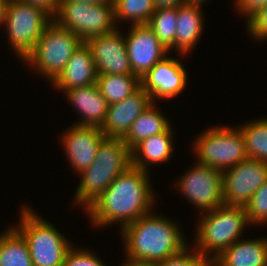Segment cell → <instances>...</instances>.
<instances>
[{
  "mask_svg": "<svg viewBox=\"0 0 267 266\" xmlns=\"http://www.w3.org/2000/svg\"><path fill=\"white\" fill-rule=\"evenodd\" d=\"M148 172L131 166L118 175L86 209L95 226L120 221L122 229L151 212L154 204Z\"/></svg>",
  "mask_w": 267,
  "mask_h": 266,
  "instance_id": "6da1fadb",
  "label": "cell"
},
{
  "mask_svg": "<svg viewBox=\"0 0 267 266\" xmlns=\"http://www.w3.org/2000/svg\"><path fill=\"white\" fill-rule=\"evenodd\" d=\"M177 224L148 214L121 229L127 259L158 263L180 254L189 245Z\"/></svg>",
  "mask_w": 267,
  "mask_h": 266,
  "instance_id": "7a4b0ae2",
  "label": "cell"
},
{
  "mask_svg": "<svg viewBox=\"0 0 267 266\" xmlns=\"http://www.w3.org/2000/svg\"><path fill=\"white\" fill-rule=\"evenodd\" d=\"M200 219L194 251L210 262L239 240L244 227L250 225L243 206L222 205L204 212Z\"/></svg>",
  "mask_w": 267,
  "mask_h": 266,
  "instance_id": "3957f363",
  "label": "cell"
},
{
  "mask_svg": "<svg viewBox=\"0 0 267 266\" xmlns=\"http://www.w3.org/2000/svg\"><path fill=\"white\" fill-rule=\"evenodd\" d=\"M20 214V225L16 229L28 244L33 266H63L71 242L27 206Z\"/></svg>",
  "mask_w": 267,
  "mask_h": 266,
  "instance_id": "277c9868",
  "label": "cell"
},
{
  "mask_svg": "<svg viewBox=\"0 0 267 266\" xmlns=\"http://www.w3.org/2000/svg\"><path fill=\"white\" fill-rule=\"evenodd\" d=\"M82 43L76 34L60 26L53 19L24 61L36 67L35 69L48 77L52 83Z\"/></svg>",
  "mask_w": 267,
  "mask_h": 266,
  "instance_id": "5b68a950",
  "label": "cell"
},
{
  "mask_svg": "<svg viewBox=\"0 0 267 266\" xmlns=\"http://www.w3.org/2000/svg\"><path fill=\"white\" fill-rule=\"evenodd\" d=\"M54 17L60 26L72 31L83 42L116 29L113 3L89 4L75 0H60Z\"/></svg>",
  "mask_w": 267,
  "mask_h": 266,
  "instance_id": "8992f818",
  "label": "cell"
},
{
  "mask_svg": "<svg viewBox=\"0 0 267 266\" xmlns=\"http://www.w3.org/2000/svg\"><path fill=\"white\" fill-rule=\"evenodd\" d=\"M196 139L193 147L200 164L223 172L248 158L239 128L213 127Z\"/></svg>",
  "mask_w": 267,
  "mask_h": 266,
  "instance_id": "52a82bcc",
  "label": "cell"
},
{
  "mask_svg": "<svg viewBox=\"0 0 267 266\" xmlns=\"http://www.w3.org/2000/svg\"><path fill=\"white\" fill-rule=\"evenodd\" d=\"M43 8L9 0L4 25L13 50L25 60L53 18ZM50 18V19H49Z\"/></svg>",
  "mask_w": 267,
  "mask_h": 266,
  "instance_id": "ba28073f",
  "label": "cell"
},
{
  "mask_svg": "<svg viewBox=\"0 0 267 266\" xmlns=\"http://www.w3.org/2000/svg\"><path fill=\"white\" fill-rule=\"evenodd\" d=\"M177 183L184 197L203 212L224 205L220 170L197 162Z\"/></svg>",
  "mask_w": 267,
  "mask_h": 266,
  "instance_id": "9c48e42d",
  "label": "cell"
},
{
  "mask_svg": "<svg viewBox=\"0 0 267 266\" xmlns=\"http://www.w3.org/2000/svg\"><path fill=\"white\" fill-rule=\"evenodd\" d=\"M267 181V163L247 158L222 172L224 205L245 206Z\"/></svg>",
  "mask_w": 267,
  "mask_h": 266,
  "instance_id": "30bf717a",
  "label": "cell"
},
{
  "mask_svg": "<svg viewBox=\"0 0 267 266\" xmlns=\"http://www.w3.org/2000/svg\"><path fill=\"white\" fill-rule=\"evenodd\" d=\"M125 43L132 73L140 79L169 52L147 24L131 25Z\"/></svg>",
  "mask_w": 267,
  "mask_h": 266,
  "instance_id": "8fae6325",
  "label": "cell"
},
{
  "mask_svg": "<svg viewBox=\"0 0 267 266\" xmlns=\"http://www.w3.org/2000/svg\"><path fill=\"white\" fill-rule=\"evenodd\" d=\"M117 28L107 34L94 36L86 41L89 46L97 74L134 75L129 63L125 37Z\"/></svg>",
  "mask_w": 267,
  "mask_h": 266,
  "instance_id": "7c38bea8",
  "label": "cell"
},
{
  "mask_svg": "<svg viewBox=\"0 0 267 266\" xmlns=\"http://www.w3.org/2000/svg\"><path fill=\"white\" fill-rule=\"evenodd\" d=\"M186 74L181 61L165 57L140 79L141 87L150 95L152 102L157 98L170 99L184 90Z\"/></svg>",
  "mask_w": 267,
  "mask_h": 266,
  "instance_id": "4fadbf2b",
  "label": "cell"
},
{
  "mask_svg": "<svg viewBox=\"0 0 267 266\" xmlns=\"http://www.w3.org/2000/svg\"><path fill=\"white\" fill-rule=\"evenodd\" d=\"M150 95L140 86L120 102L108 105L100 130L106 138L123 139L133 121L151 105Z\"/></svg>",
  "mask_w": 267,
  "mask_h": 266,
  "instance_id": "5bb4252c",
  "label": "cell"
},
{
  "mask_svg": "<svg viewBox=\"0 0 267 266\" xmlns=\"http://www.w3.org/2000/svg\"><path fill=\"white\" fill-rule=\"evenodd\" d=\"M63 136L61 140L69 162L79 173L95 161L98 146L105 138L99 127L74 124Z\"/></svg>",
  "mask_w": 267,
  "mask_h": 266,
  "instance_id": "9a60e30c",
  "label": "cell"
},
{
  "mask_svg": "<svg viewBox=\"0 0 267 266\" xmlns=\"http://www.w3.org/2000/svg\"><path fill=\"white\" fill-rule=\"evenodd\" d=\"M97 82V71L92 52L83 42L71 55L63 71L52 82L58 90L86 87Z\"/></svg>",
  "mask_w": 267,
  "mask_h": 266,
  "instance_id": "2e32d148",
  "label": "cell"
},
{
  "mask_svg": "<svg viewBox=\"0 0 267 266\" xmlns=\"http://www.w3.org/2000/svg\"><path fill=\"white\" fill-rule=\"evenodd\" d=\"M65 94L67 100L82 115L81 121L74 125L101 128L106 118L108 103L97 84L67 90Z\"/></svg>",
  "mask_w": 267,
  "mask_h": 266,
  "instance_id": "e0dca14e",
  "label": "cell"
},
{
  "mask_svg": "<svg viewBox=\"0 0 267 266\" xmlns=\"http://www.w3.org/2000/svg\"><path fill=\"white\" fill-rule=\"evenodd\" d=\"M212 266H267V238L237 240L211 261Z\"/></svg>",
  "mask_w": 267,
  "mask_h": 266,
  "instance_id": "ac0fdd59",
  "label": "cell"
},
{
  "mask_svg": "<svg viewBox=\"0 0 267 266\" xmlns=\"http://www.w3.org/2000/svg\"><path fill=\"white\" fill-rule=\"evenodd\" d=\"M200 5L182 4L178 6L175 47L182 55L191 52L203 31Z\"/></svg>",
  "mask_w": 267,
  "mask_h": 266,
  "instance_id": "d6986e66",
  "label": "cell"
},
{
  "mask_svg": "<svg viewBox=\"0 0 267 266\" xmlns=\"http://www.w3.org/2000/svg\"><path fill=\"white\" fill-rule=\"evenodd\" d=\"M172 136V137H171ZM171 126L163 133L151 136L138 143L132 150V166L148 171V163H163L169 160L173 150Z\"/></svg>",
  "mask_w": 267,
  "mask_h": 266,
  "instance_id": "ffe728a7",
  "label": "cell"
},
{
  "mask_svg": "<svg viewBox=\"0 0 267 266\" xmlns=\"http://www.w3.org/2000/svg\"><path fill=\"white\" fill-rule=\"evenodd\" d=\"M131 166V149L123 139L105 137L98 146L95 161L88 168L113 169L120 175Z\"/></svg>",
  "mask_w": 267,
  "mask_h": 266,
  "instance_id": "44dd1931",
  "label": "cell"
},
{
  "mask_svg": "<svg viewBox=\"0 0 267 266\" xmlns=\"http://www.w3.org/2000/svg\"><path fill=\"white\" fill-rule=\"evenodd\" d=\"M154 102L132 123L123 141L132 150L138 143L151 136L165 132L171 125L156 109Z\"/></svg>",
  "mask_w": 267,
  "mask_h": 266,
  "instance_id": "7402d4cb",
  "label": "cell"
},
{
  "mask_svg": "<svg viewBox=\"0 0 267 266\" xmlns=\"http://www.w3.org/2000/svg\"><path fill=\"white\" fill-rule=\"evenodd\" d=\"M119 174L113 169L86 168L80 172L82 180L74 196L75 204L83 205L86 209L98 198Z\"/></svg>",
  "mask_w": 267,
  "mask_h": 266,
  "instance_id": "603a6c76",
  "label": "cell"
},
{
  "mask_svg": "<svg viewBox=\"0 0 267 266\" xmlns=\"http://www.w3.org/2000/svg\"><path fill=\"white\" fill-rule=\"evenodd\" d=\"M6 231L0 235V266H33L23 235L16 227Z\"/></svg>",
  "mask_w": 267,
  "mask_h": 266,
  "instance_id": "cb8c5ba5",
  "label": "cell"
},
{
  "mask_svg": "<svg viewBox=\"0 0 267 266\" xmlns=\"http://www.w3.org/2000/svg\"><path fill=\"white\" fill-rule=\"evenodd\" d=\"M96 84L108 105L122 101L141 86L138 76L123 74H97Z\"/></svg>",
  "mask_w": 267,
  "mask_h": 266,
  "instance_id": "d4e9b609",
  "label": "cell"
},
{
  "mask_svg": "<svg viewBox=\"0 0 267 266\" xmlns=\"http://www.w3.org/2000/svg\"><path fill=\"white\" fill-rule=\"evenodd\" d=\"M245 140L248 158L267 163V119H260L239 126Z\"/></svg>",
  "mask_w": 267,
  "mask_h": 266,
  "instance_id": "484cf974",
  "label": "cell"
},
{
  "mask_svg": "<svg viewBox=\"0 0 267 266\" xmlns=\"http://www.w3.org/2000/svg\"><path fill=\"white\" fill-rule=\"evenodd\" d=\"M177 14L178 7L158 8L147 23L159 41L169 51L175 48Z\"/></svg>",
  "mask_w": 267,
  "mask_h": 266,
  "instance_id": "4316f807",
  "label": "cell"
},
{
  "mask_svg": "<svg viewBox=\"0 0 267 266\" xmlns=\"http://www.w3.org/2000/svg\"><path fill=\"white\" fill-rule=\"evenodd\" d=\"M114 20H130L132 25L147 24L156 10L154 0H114Z\"/></svg>",
  "mask_w": 267,
  "mask_h": 266,
  "instance_id": "83f0119b",
  "label": "cell"
},
{
  "mask_svg": "<svg viewBox=\"0 0 267 266\" xmlns=\"http://www.w3.org/2000/svg\"><path fill=\"white\" fill-rule=\"evenodd\" d=\"M249 224L267 221V181L251 196L244 206Z\"/></svg>",
  "mask_w": 267,
  "mask_h": 266,
  "instance_id": "f1b7e54d",
  "label": "cell"
},
{
  "mask_svg": "<svg viewBox=\"0 0 267 266\" xmlns=\"http://www.w3.org/2000/svg\"><path fill=\"white\" fill-rule=\"evenodd\" d=\"M184 249L180 254L158 262V266H210L211 262L196 252ZM192 252V253H191Z\"/></svg>",
  "mask_w": 267,
  "mask_h": 266,
  "instance_id": "f546056e",
  "label": "cell"
},
{
  "mask_svg": "<svg viewBox=\"0 0 267 266\" xmlns=\"http://www.w3.org/2000/svg\"><path fill=\"white\" fill-rule=\"evenodd\" d=\"M63 266H106L102 260L88 250L71 247L67 252Z\"/></svg>",
  "mask_w": 267,
  "mask_h": 266,
  "instance_id": "4dcf8cb0",
  "label": "cell"
},
{
  "mask_svg": "<svg viewBox=\"0 0 267 266\" xmlns=\"http://www.w3.org/2000/svg\"><path fill=\"white\" fill-rule=\"evenodd\" d=\"M247 30L258 40H267V5L259 9L247 21Z\"/></svg>",
  "mask_w": 267,
  "mask_h": 266,
  "instance_id": "1f68e13d",
  "label": "cell"
},
{
  "mask_svg": "<svg viewBox=\"0 0 267 266\" xmlns=\"http://www.w3.org/2000/svg\"><path fill=\"white\" fill-rule=\"evenodd\" d=\"M236 9L249 19L259 9L267 5V0H236Z\"/></svg>",
  "mask_w": 267,
  "mask_h": 266,
  "instance_id": "d6a6232c",
  "label": "cell"
},
{
  "mask_svg": "<svg viewBox=\"0 0 267 266\" xmlns=\"http://www.w3.org/2000/svg\"><path fill=\"white\" fill-rule=\"evenodd\" d=\"M20 1L43 8L52 16V18H54V16L56 15L60 2V0H20Z\"/></svg>",
  "mask_w": 267,
  "mask_h": 266,
  "instance_id": "836d02e7",
  "label": "cell"
},
{
  "mask_svg": "<svg viewBox=\"0 0 267 266\" xmlns=\"http://www.w3.org/2000/svg\"><path fill=\"white\" fill-rule=\"evenodd\" d=\"M156 9L158 8H169L178 7L179 5L185 4L184 0H154Z\"/></svg>",
  "mask_w": 267,
  "mask_h": 266,
  "instance_id": "e575fe53",
  "label": "cell"
},
{
  "mask_svg": "<svg viewBox=\"0 0 267 266\" xmlns=\"http://www.w3.org/2000/svg\"><path fill=\"white\" fill-rule=\"evenodd\" d=\"M126 261L127 262H125L123 266H158V264L154 262L137 261V260H130V259H127Z\"/></svg>",
  "mask_w": 267,
  "mask_h": 266,
  "instance_id": "d590c367",
  "label": "cell"
},
{
  "mask_svg": "<svg viewBox=\"0 0 267 266\" xmlns=\"http://www.w3.org/2000/svg\"><path fill=\"white\" fill-rule=\"evenodd\" d=\"M9 0H0V26L5 23Z\"/></svg>",
  "mask_w": 267,
  "mask_h": 266,
  "instance_id": "8d00e7d4",
  "label": "cell"
},
{
  "mask_svg": "<svg viewBox=\"0 0 267 266\" xmlns=\"http://www.w3.org/2000/svg\"><path fill=\"white\" fill-rule=\"evenodd\" d=\"M82 3L96 4V3H113L114 0H75Z\"/></svg>",
  "mask_w": 267,
  "mask_h": 266,
  "instance_id": "74e56055",
  "label": "cell"
},
{
  "mask_svg": "<svg viewBox=\"0 0 267 266\" xmlns=\"http://www.w3.org/2000/svg\"><path fill=\"white\" fill-rule=\"evenodd\" d=\"M204 2H207V0H184L185 4H192V5H203Z\"/></svg>",
  "mask_w": 267,
  "mask_h": 266,
  "instance_id": "f35d334b",
  "label": "cell"
}]
</instances>
